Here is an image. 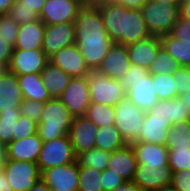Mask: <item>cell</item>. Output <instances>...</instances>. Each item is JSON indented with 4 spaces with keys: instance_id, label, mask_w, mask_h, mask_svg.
I'll use <instances>...</instances> for the list:
<instances>
[{
    "instance_id": "obj_1",
    "label": "cell",
    "mask_w": 190,
    "mask_h": 191,
    "mask_svg": "<svg viewBox=\"0 0 190 191\" xmlns=\"http://www.w3.org/2000/svg\"><path fill=\"white\" fill-rule=\"evenodd\" d=\"M75 44L90 71H97L113 41L109 38L98 8L83 7L74 21Z\"/></svg>"
},
{
    "instance_id": "obj_2",
    "label": "cell",
    "mask_w": 190,
    "mask_h": 191,
    "mask_svg": "<svg viewBox=\"0 0 190 191\" xmlns=\"http://www.w3.org/2000/svg\"><path fill=\"white\" fill-rule=\"evenodd\" d=\"M97 8L107 34L113 42L127 45L151 36L141 10L110 3Z\"/></svg>"
},
{
    "instance_id": "obj_3",
    "label": "cell",
    "mask_w": 190,
    "mask_h": 191,
    "mask_svg": "<svg viewBox=\"0 0 190 191\" xmlns=\"http://www.w3.org/2000/svg\"><path fill=\"white\" fill-rule=\"evenodd\" d=\"M73 119L74 116L58 98H51L44 103L36 133L43 142L68 135Z\"/></svg>"
},
{
    "instance_id": "obj_4",
    "label": "cell",
    "mask_w": 190,
    "mask_h": 191,
    "mask_svg": "<svg viewBox=\"0 0 190 191\" xmlns=\"http://www.w3.org/2000/svg\"><path fill=\"white\" fill-rule=\"evenodd\" d=\"M180 4H161L148 0L140 9L151 36L170 34L180 18Z\"/></svg>"
},
{
    "instance_id": "obj_5",
    "label": "cell",
    "mask_w": 190,
    "mask_h": 191,
    "mask_svg": "<svg viewBox=\"0 0 190 191\" xmlns=\"http://www.w3.org/2000/svg\"><path fill=\"white\" fill-rule=\"evenodd\" d=\"M115 123L123 139L127 144L136 142L138 133L143 130L145 112L139 109L127 97L114 106Z\"/></svg>"
},
{
    "instance_id": "obj_6",
    "label": "cell",
    "mask_w": 190,
    "mask_h": 191,
    "mask_svg": "<svg viewBox=\"0 0 190 191\" xmlns=\"http://www.w3.org/2000/svg\"><path fill=\"white\" fill-rule=\"evenodd\" d=\"M88 85L91 103L115 106L126 98V91L120 80L107 77L98 71L90 72Z\"/></svg>"
},
{
    "instance_id": "obj_7",
    "label": "cell",
    "mask_w": 190,
    "mask_h": 191,
    "mask_svg": "<svg viewBox=\"0 0 190 191\" xmlns=\"http://www.w3.org/2000/svg\"><path fill=\"white\" fill-rule=\"evenodd\" d=\"M77 161L74 147L68 135L43 142L37 164L40 172L47 168L61 166Z\"/></svg>"
},
{
    "instance_id": "obj_8",
    "label": "cell",
    "mask_w": 190,
    "mask_h": 191,
    "mask_svg": "<svg viewBox=\"0 0 190 191\" xmlns=\"http://www.w3.org/2000/svg\"><path fill=\"white\" fill-rule=\"evenodd\" d=\"M3 169L13 191H28L41 179L37 163L6 159Z\"/></svg>"
},
{
    "instance_id": "obj_9",
    "label": "cell",
    "mask_w": 190,
    "mask_h": 191,
    "mask_svg": "<svg viewBox=\"0 0 190 191\" xmlns=\"http://www.w3.org/2000/svg\"><path fill=\"white\" fill-rule=\"evenodd\" d=\"M74 116H85L91 104L88 76L71 78L58 98Z\"/></svg>"
},
{
    "instance_id": "obj_10",
    "label": "cell",
    "mask_w": 190,
    "mask_h": 191,
    "mask_svg": "<svg viewBox=\"0 0 190 191\" xmlns=\"http://www.w3.org/2000/svg\"><path fill=\"white\" fill-rule=\"evenodd\" d=\"M173 171L169 165H146L137 163L133 182L142 191H155L162 187L170 186Z\"/></svg>"
},
{
    "instance_id": "obj_11",
    "label": "cell",
    "mask_w": 190,
    "mask_h": 191,
    "mask_svg": "<svg viewBox=\"0 0 190 191\" xmlns=\"http://www.w3.org/2000/svg\"><path fill=\"white\" fill-rule=\"evenodd\" d=\"M41 179L50 188L56 191H78L79 164L77 161L41 172Z\"/></svg>"
},
{
    "instance_id": "obj_12",
    "label": "cell",
    "mask_w": 190,
    "mask_h": 191,
    "mask_svg": "<svg viewBox=\"0 0 190 191\" xmlns=\"http://www.w3.org/2000/svg\"><path fill=\"white\" fill-rule=\"evenodd\" d=\"M82 8L80 0H47L39 19L45 25L74 22Z\"/></svg>"
},
{
    "instance_id": "obj_13",
    "label": "cell",
    "mask_w": 190,
    "mask_h": 191,
    "mask_svg": "<svg viewBox=\"0 0 190 191\" xmlns=\"http://www.w3.org/2000/svg\"><path fill=\"white\" fill-rule=\"evenodd\" d=\"M49 62L43 50L13 49L8 71L16 76L41 73Z\"/></svg>"
},
{
    "instance_id": "obj_14",
    "label": "cell",
    "mask_w": 190,
    "mask_h": 191,
    "mask_svg": "<svg viewBox=\"0 0 190 191\" xmlns=\"http://www.w3.org/2000/svg\"><path fill=\"white\" fill-rule=\"evenodd\" d=\"M49 62L71 78L88 76L91 72L76 44L60 49L49 58Z\"/></svg>"
},
{
    "instance_id": "obj_15",
    "label": "cell",
    "mask_w": 190,
    "mask_h": 191,
    "mask_svg": "<svg viewBox=\"0 0 190 191\" xmlns=\"http://www.w3.org/2000/svg\"><path fill=\"white\" fill-rule=\"evenodd\" d=\"M75 44L74 22L46 25L42 50L48 58L60 49Z\"/></svg>"
},
{
    "instance_id": "obj_16",
    "label": "cell",
    "mask_w": 190,
    "mask_h": 191,
    "mask_svg": "<svg viewBox=\"0 0 190 191\" xmlns=\"http://www.w3.org/2000/svg\"><path fill=\"white\" fill-rule=\"evenodd\" d=\"M98 127L86 116H76L69 131V138L75 154L95 148V138Z\"/></svg>"
},
{
    "instance_id": "obj_17",
    "label": "cell",
    "mask_w": 190,
    "mask_h": 191,
    "mask_svg": "<svg viewBox=\"0 0 190 191\" xmlns=\"http://www.w3.org/2000/svg\"><path fill=\"white\" fill-rule=\"evenodd\" d=\"M130 65L126 45L113 42L97 71L112 79L120 80Z\"/></svg>"
},
{
    "instance_id": "obj_18",
    "label": "cell",
    "mask_w": 190,
    "mask_h": 191,
    "mask_svg": "<svg viewBox=\"0 0 190 191\" xmlns=\"http://www.w3.org/2000/svg\"><path fill=\"white\" fill-rule=\"evenodd\" d=\"M42 145L43 140L37 135V133L26 138L14 140L5 146L6 158L8 160H21L37 163Z\"/></svg>"
},
{
    "instance_id": "obj_19",
    "label": "cell",
    "mask_w": 190,
    "mask_h": 191,
    "mask_svg": "<svg viewBox=\"0 0 190 191\" xmlns=\"http://www.w3.org/2000/svg\"><path fill=\"white\" fill-rule=\"evenodd\" d=\"M162 47L160 37L150 36L126 45L130 63L149 69L156 58L158 50Z\"/></svg>"
},
{
    "instance_id": "obj_20",
    "label": "cell",
    "mask_w": 190,
    "mask_h": 191,
    "mask_svg": "<svg viewBox=\"0 0 190 191\" xmlns=\"http://www.w3.org/2000/svg\"><path fill=\"white\" fill-rule=\"evenodd\" d=\"M186 104L180 98L159 100L146 114L152 119H160L168 121L173 126L174 124L190 120Z\"/></svg>"
},
{
    "instance_id": "obj_21",
    "label": "cell",
    "mask_w": 190,
    "mask_h": 191,
    "mask_svg": "<svg viewBox=\"0 0 190 191\" xmlns=\"http://www.w3.org/2000/svg\"><path fill=\"white\" fill-rule=\"evenodd\" d=\"M154 89L152 74H149L145 78L134 82L132 88L126 92V97L139 109L147 112L159 101Z\"/></svg>"
},
{
    "instance_id": "obj_22",
    "label": "cell",
    "mask_w": 190,
    "mask_h": 191,
    "mask_svg": "<svg viewBox=\"0 0 190 191\" xmlns=\"http://www.w3.org/2000/svg\"><path fill=\"white\" fill-rule=\"evenodd\" d=\"M136 166L137 159L131 144H126L124 147L112 152L107 164L108 169H111L126 181L133 180Z\"/></svg>"
},
{
    "instance_id": "obj_23",
    "label": "cell",
    "mask_w": 190,
    "mask_h": 191,
    "mask_svg": "<svg viewBox=\"0 0 190 191\" xmlns=\"http://www.w3.org/2000/svg\"><path fill=\"white\" fill-rule=\"evenodd\" d=\"M23 101L17 76L7 70L0 76V112L20 107Z\"/></svg>"
},
{
    "instance_id": "obj_24",
    "label": "cell",
    "mask_w": 190,
    "mask_h": 191,
    "mask_svg": "<svg viewBox=\"0 0 190 191\" xmlns=\"http://www.w3.org/2000/svg\"><path fill=\"white\" fill-rule=\"evenodd\" d=\"M45 27L40 19L20 25L14 49L42 50Z\"/></svg>"
},
{
    "instance_id": "obj_25",
    "label": "cell",
    "mask_w": 190,
    "mask_h": 191,
    "mask_svg": "<svg viewBox=\"0 0 190 191\" xmlns=\"http://www.w3.org/2000/svg\"><path fill=\"white\" fill-rule=\"evenodd\" d=\"M137 159V163L146 165H168V148L166 145H159L146 142L131 143Z\"/></svg>"
},
{
    "instance_id": "obj_26",
    "label": "cell",
    "mask_w": 190,
    "mask_h": 191,
    "mask_svg": "<svg viewBox=\"0 0 190 191\" xmlns=\"http://www.w3.org/2000/svg\"><path fill=\"white\" fill-rule=\"evenodd\" d=\"M171 127L168 121L152 119V117L145 113L142 126L143 130L138 133L136 142L165 145L166 137Z\"/></svg>"
},
{
    "instance_id": "obj_27",
    "label": "cell",
    "mask_w": 190,
    "mask_h": 191,
    "mask_svg": "<svg viewBox=\"0 0 190 191\" xmlns=\"http://www.w3.org/2000/svg\"><path fill=\"white\" fill-rule=\"evenodd\" d=\"M40 75L51 98H59L71 80L67 73L51 62L46 64Z\"/></svg>"
},
{
    "instance_id": "obj_28",
    "label": "cell",
    "mask_w": 190,
    "mask_h": 191,
    "mask_svg": "<svg viewBox=\"0 0 190 191\" xmlns=\"http://www.w3.org/2000/svg\"><path fill=\"white\" fill-rule=\"evenodd\" d=\"M24 99L45 103L51 97L44 87L40 73L17 76Z\"/></svg>"
},
{
    "instance_id": "obj_29",
    "label": "cell",
    "mask_w": 190,
    "mask_h": 191,
    "mask_svg": "<svg viewBox=\"0 0 190 191\" xmlns=\"http://www.w3.org/2000/svg\"><path fill=\"white\" fill-rule=\"evenodd\" d=\"M126 144V141L114 124L98 127L95 138V148L112 153L124 147Z\"/></svg>"
},
{
    "instance_id": "obj_30",
    "label": "cell",
    "mask_w": 190,
    "mask_h": 191,
    "mask_svg": "<svg viewBox=\"0 0 190 191\" xmlns=\"http://www.w3.org/2000/svg\"><path fill=\"white\" fill-rule=\"evenodd\" d=\"M162 47L177 60L181 66L190 67V43H185L170 34L160 37Z\"/></svg>"
},
{
    "instance_id": "obj_31",
    "label": "cell",
    "mask_w": 190,
    "mask_h": 191,
    "mask_svg": "<svg viewBox=\"0 0 190 191\" xmlns=\"http://www.w3.org/2000/svg\"><path fill=\"white\" fill-rule=\"evenodd\" d=\"M20 115V107L0 112V144L6 146L14 141V134H16L17 121Z\"/></svg>"
},
{
    "instance_id": "obj_32",
    "label": "cell",
    "mask_w": 190,
    "mask_h": 191,
    "mask_svg": "<svg viewBox=\"0 0 190 191\" xmlns=\"http://www.w3.org/2000/svg\"><path fill=\"white\" fill-rule=\"evenodd\" d=\"M166 147L171 148H190V120H183L174 124L166 137Z\"/></svg>"
},
{
    "instance_id": "obj_33",
    "label": "cell",
    "mask_w": 190,
    "mask_h": 191,
    "mask_svg": "<svg viewBox=\"0 0 190 191\" xmlns=\"http://www.w3.org/2000/svg\"><path fill=\"white\" fill-rule=\"evenodd\" d=\"M110 152L97 148L81 152L77 155L79 166L92 167L98 171H104L110 158Z\"/></svg>"
},
{
    "instance_id": "obj_34",
    "label": "cell",
    "mask_w": 190,
    "mask_h": 191,
    "mask_svg": "<svg viewBox=\"0 0 190 191\" xmlns=\"http://www.w3.org/2000/svg\"><path fill=\"white\" fill-rule=\"evenodd\" d=\"M97 127L113 125L115 123L114 106L91 103L85 115Z\"/></svg>"
},
{
    "instance_id": "obj_35",
    "label": "cell",
    "mask_w": 190,
    "mask_h": 191,
    "mask_svg": "<svg viewBox=\"0 0 190 191\" xmlns=\"http://www.w3.org/2000/svg\"><path fill=\"white\" fill-rule=\"evenodd\" d=\"M154 91L159 100L177 98V87L173 74H152Z\"/></svg>"
},
{
    "instance_id": "obj_36",
    "label": "cell",
    "mask_w": 190,
    "mask_h": 191,
    "mask_svg": "<svg viewBox=\"0 0 190 191\" xmlns=\"http://www.w3.org/2000/svg\"><path fill=\"white\" fill-rule=\"evenodd\" d=\"M180 63L175 60L163 47L158 50L156 58L152 61L148 71L149 74H173L177 68H180Z\"/></svg>"
},
{
    "instance_id": "obj_37",
    "label": "cell",
    "mask_w": 190,
    "mask_h": 191,
    "mask_svg": "<svg viewBox=\"0 0 190 191\" xmlns=\"http://www.w3.org/2000/svg\"><path fill=\"white\" fill-rule=\"evenodd\" d=\"M102 172L92 167L79 166L78 191H103Z\"/></svg>"
},
{
    "instance_id": "obj_38",
    "label": "cell",
    "mask_w": 190,
    "mask_h": 191,
    "mask_svg": "<svg viewBox=\"0 0 190 191\" xmlns=\"http://www.w3.org/2000/svg\"><path fill=\"white\" fill-rule=\"evenodd\" d=\"M168 151V165L173 172L190 170V148H171Z\"/></svg>"
},
{
    "instance_id": "obj_39",
    "label": "cell",
    "mask_w": 190,
    "mask_h": 191,
    "mask_svg": "<svg viewBox=\"0 0 190 191\" xmlns=\"http://www.w3.org/2000/svg\"><path fill=\"white\" fill-rule=\"evenodd\" d=\"M9 15L17 24L22 25L39 19V15L33 9L24 7L23 2L15 0L10 7Z\"/></svg>"
},
{
    "instance_id": "obj_40",
    "label": "cell",
    "mask_w": 190,
    "mask_h": 191,
    "mask_svg": "<svg viewBox=\"0 0 190 191\" xmlns=\"http://www.w3.org/2000/svg\"><path fill=\"white\" fill-rule=\"evenodd\" d=\"M20 25L9 15L0 14V38L10 40V45L14 48L17 40Z\"/></svg>"
},
{
    "instance_id": "obj_41",
    "label": "cell",
    "mask_w": 190,
    "mask_h": 191,
    "mask_svg": "<svg viewBox=\"0 0 190 191\" xmlns=\"http://www.w3.org/2000/svg\"><path fill=\"white\" fill-rule=\"evenodd\" d=\"M147 75H149L148 69L131 64L127 72L120 79V82L127 92L132 88L134 82L145 78Z\"/></svg>"
},
{
    "instance_id": "obj_42",
    "label": "cell",
    "mask_w": 190,
    "mask_h": 191,
    "mask_svg": "<svg viewBox=\"0 0 190 191\" xmlns=\"http://www.w3.org/2000/svg\"><path fill=\"white\" fill-rule=\"evenodd\" d=\"M20 109L21 115L29 117L34 122L39 123L42 117V111L44 110V103L40 101L24 99Z\"/></svg>"
},
{
    "instance_id": "obj_43",
    "label": "cell",
    "mask_w": 190,
    "mask_h": 191,
    "mask_svg": "<svg viewBox=\"0 0 190 191\" xmlns=\"http://www.w3.org/2000/svg\"><path fill=\"white\" fill-rule=\"evenodd\" d=\"M38 123L34 122L29 117L20 115L17 121L16 134L14 140L26 138L37 132Z\"/></svg>"
},
{
    "instance_id": "obj_44",
    "label": "cell",
    "mask_w": 190,
    "mask_h": 191,
    "mask_svg": "<svg viewBox=\"0 0 190 191\" xmlns=\"http://www.w3.org/2000/svg\"><path fill=\"white\" fill-rule=\"evenodd\" d=\"M177 87V97L190 91V67L181 66L173 73Z\"/></svg>"
},
{
    "instance_id": "obj_45",
    "label": "cell",
    "mask_w": 190,
    "mask_h": 191,
    "mask_svg": "<svg viewBox=\"0 0 190 191\" xmlns=\"http://www.w3.org/2000/svg\"><path fill=\"white\" fill-rule=\"evenodd\" d=\"M170 35L185 43H190V20L180 17L173 25Z\"/></svg>"
},
{
    "instance_id": "obj_46",
    "label": "cell",
    "mask_w": 190,
    "mask_h": 191,
    "mask_svg": "<svg viewBox=\"0 0 190 191\" xmlns=\"http://www.w3.org/2000/svg\"><path fill=\"white\" fill-rule=\"evenodd\" d=\"M101 181L102 190L110 191L123 184L126 180H124L120 175L115 174L111 169L106 168L102 171Z\"/></svg>"
},
{
    "instance_id": "obj_47",
    "label": "cell",
    "mask_w": 190,
    "mask_h": 191,
    "mask_svg": "<svg viewBox=\"0 0 190 191\" xmlns=\"http://www.w3.org/2000/svg\"><path fill=\"white\" fill-rule=\"evenodd\" d=\"M171 186L178 191H190V170L173 172Z\"/></svg>"
},
{
    "instance_id": "obj_48",
    "label": "cell",
    "mask_w": 190,
    "mask_h": 191,
    "mask_svg": "<svg viewBox=\"0 0 190 191\" xmlns=\"http://www.w3.org/2000/svg\"><path fill=\"white\" fill-rule=\"evenodd\" d=\"M13 47L10 45V40H4L0 38V62L3 63L7 68L10 64Z\"/></svg>"
},
{
    "instance_id": "obj_49",
    "label": "cell",
    "mask_w": 190,
    "mask_h": 191,
    "mask_svg": "<svg viewBox=\"0 0 190 191\" xmlns=\"http://www.w3.org/2000/svg\"><path fill=\"white\" fill-rule=\"evenodd\" d=\"M148 0H107L110 4H119L128 9L140 10Z\"/></svg>"
},
{
    "instance_id": "obj_50",
    "label": "cell",
    "mask_w": 190,
    "mask_h": 191,
    "mask_svg": "<svg viewBox=\"0 0 190 191\" xmlns=\"http://www.w3.org/2000/svg\"><path fill=\"white\" fill-rule=\"evenodd\" d=\"M20 2H23L24 7H27L28 9H33L35 12L40 15L43 5L47 0H18Z\"/></svg>"
},
{
    "instance_id": "obj_51",
    "label": "cell",
    "mask_w": 190,
    "mask_h": 191,
    "mask_svg": "<svg viewBox=\"0 0 190 191\" xmlns=\"http://www.w3.org/2000/svg\"><path fill=\"white\" fill-rule=\"evenodd\" d=\"M110 191H142V189L131 180L125 181L123 184Z\"/></svg>"
},
{
    "instance_id": "obj_52",
    "label": "cell",
    "mask_w": 190,
    "mask_h": 191,
    "mask_svg": "<svg viewBox=\"0 0 190 191\" xmlns=\"http://www.w3.org/2000/svg\"><path fill=\"white\" fill-rule=\"evenodd\" d=\"M0 191H13L11 185L7 181L3 167L0 168Z\"/></svg>"
},
{
    "instance_id": "obj_53",
    "label": "cell",
    "mask_w": 190,
    "mask_h": 191,
    "mask_svg": "<svg viewBox=\"0 0 190 191\" xmlns=\"http://www.w3.org/2000/svg\"><path fill=\"white\" fill-rule=\"evenodd\" d=\"M82 7L97 8L107 3V0H80Z\"/></svg>"
},
{
    "instance_id": "obj_54",
    "label": "cell",
    "mask_w": 190,
    "mask_h": 191,
    "mask_svg": "<svg viewBox=\"0 0 190 191\" xmlns=\"http://www.w3.org/2000/svg\"><path fill=\"white\" fill-rule=\"evenodd\" d=\"M180 17L190 20V2H180Z\"/></svg>"
},
{
    "instance_id": "obj_55",
    "label": "cell",
    "mask_w": 190,
    "mask_h": 191,
    "mask_svg": "<svg viewBox=\"0 0 190 191\" xmlns=\"http://www.w3.org/2000/svg\"><path fill=\"white\" fill-rule=\"evenodd\" d=\"M15 0H0V14H7Z\"/></svg>"
},
{
    "instance_id": "obj_56",
    "label": "cell",
    "mask_w": 190,
    "mask_h": 191,
    "mask_svg": "<svg viewBox=\"0 0 190 191\" xmlns=\"http://www.w3.org/2000/svg\"><path fill=\"white\" fill-rule=\"evenodd\" d=\"M28 191H51L50 188L44 183L42 179L36 182V184Z\"/></svg>"
},
{
    "instance_id": "obj_57",
    "label": "cell",
    "mask_w": 190,
    "mask_h": 191,
    "mask_svg": "<svg viewBox=\"0 0 190 191\" xmlns=\"http://www.w3.org/2000/svg\"><path fill=\"white\" fill-rule=\"evenodd\" d=\"M178 98H180L186 105L187 109H188V115L190 117V91L184 93L183 95L179 96Z\"/></svg>"
},
{
    "instance_id": "obj_58",
    "label": "cell",
    "mask_w": 190,
    "mask_h": 191,
    "mask_svg": "<svg viewBox=\"0 0 190 191\" xmlns=\"http://www.w3.org/2000/svg\"><path fill=\"white\" fill-rule=\"evenodd\" d=\"M6 148L4 145L0 144V168L3 167V165L6 162Z\"/></svg>"
},
{
    "instance_id": "obj_59",
    "label": "cell",
    "mask_w": 190,
    "mask_h": 191,
    "mask_svg": "<svg viewBox=\"0 0 190 191\" xmlns=\"http://www.w3.org/2000/svg\"><path fill=\"white\" fill-rule=\"evenodd\" d=\"M151 1H156V2H159L161 4H164V3L180 4V2H181V0H151Z\"/></svg>"
},
{
    "instance_id": "obj_60",
    "label": "cell",
    "mask_w": 190,
    "mask_h": 191,
    "mask_svg": "<svg viewBox=\"0 0 190 191\" xmlns=\"http://www.w3.org/2000/svg\"><path fill=\"white\" fill-rule=\"evenodd\" d=\"M155 191H178V190H176L174 187H172L170 185V186L162 187V188L155 190Z\"/></svg>"
},
{
    "instance_id": "obj_61",
    "label": "cell",
    "mask_w": 190,
    "mask_h": 191,
    "mask_svg": "<svg viewBox=\"0 0 190 191\" xmlns=\"http://www.w3.org/2000/svg\"><path fill=\"white\" fill-rule=\"evenodd\" d=\"M7 70L8 68L3 63L0 62V76L4 74Z\"/></svg>"
},
{
    "instance_id": "obj_62",
    "label": "cell",
    "mask_w": 190,
    "mask_h": 191,
    "mask_svg": "<svg viewBox=\"0 0 190 191\" xmlns=\"http://www.w3.org/2000/svg\"><path fill=\"white\" fill-rule=\"evenodd\" d=\"M181 2H190V0H181Z\"/></svg>"
}]
</instances>
